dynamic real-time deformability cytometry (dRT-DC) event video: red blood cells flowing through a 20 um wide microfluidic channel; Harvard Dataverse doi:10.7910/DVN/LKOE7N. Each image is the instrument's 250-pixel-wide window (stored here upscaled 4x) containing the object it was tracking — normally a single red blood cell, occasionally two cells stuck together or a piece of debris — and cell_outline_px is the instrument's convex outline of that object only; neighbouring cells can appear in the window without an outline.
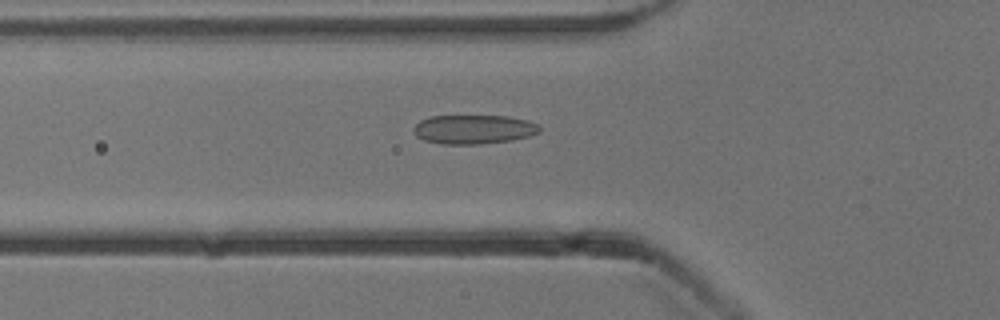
{"species": "common noctule bat (a hibernating species)", "species_latin": "Nyctalus noctula", "temperature_condition": "cold", "stored_images_in_passage": 40, "camera_frame_rate_fps": 3000, "um_per_image_px": 0.085, "animal": {"sex": "male", "body_mass_g": 13.3}, "frame": {"image": 1, "passage_image": 8, "time_ms": 2.333, "image_size_px": [1000, 320], "cell_outline_px": [[540, 132], [528, 136], [512, 140], [480, 144], [440, 144], [424, 140], [416, 136], [412, 128], [420, 120], [432, 116], [508, 116], [528, 120], [536, 124], [540, 128]], "centroid_in_image_um": [40.24, 10.99], "position_along_channel_um": 85.6, "area_um2": 21.39}}
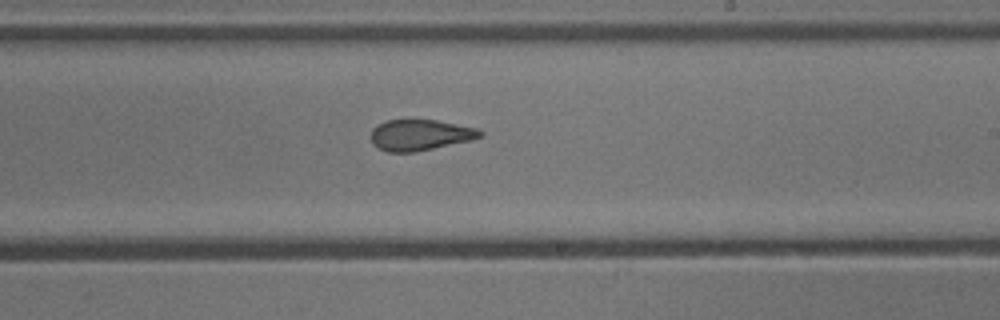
{"frame": {"image": 2, "passage_image": 21, "time_ms": 6.667, "image_size_px": [1000, 320], "cell_outline_px": [[484, 136], [472, 140], [412, 152], [388, 152], [372, 144], [372, 128], [376, 124], [384, 120], [436, 120], [476, 128], [484, 132]], "centroid_in_image_um": [35.71, 11.46], "position_along_channel_um": 253.3, "area_um2": 19.59}}
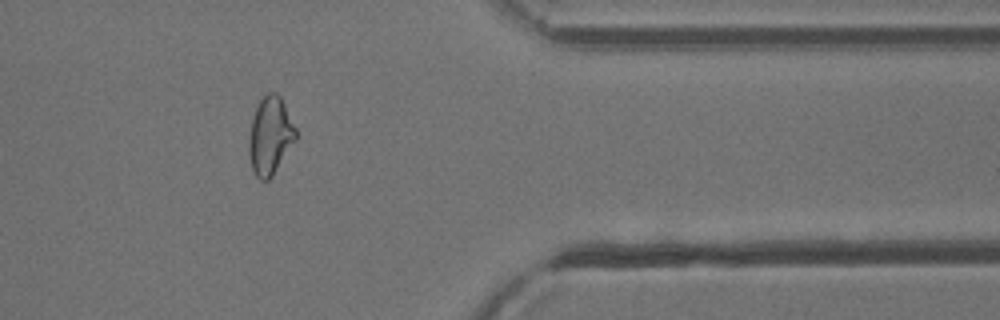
{"frame": {"image": 3, "passage_image": 33, "time_ms": 10.667, "image_size_px": [1000, 320], "cell_outline_px": [[296, 140], [272, 176], [268, 180], [260, 180], [256, 176], [252, 168], [248, 152], [248, 140], [252, 120], [256, 108], [260, 100], [268, 92], [276, 92], [280, 96], [296, 128]], "centroid_in_image_um": [22.96, 11.55], "position_along_channel_um": 388.4, "area_um2": 21.1}}